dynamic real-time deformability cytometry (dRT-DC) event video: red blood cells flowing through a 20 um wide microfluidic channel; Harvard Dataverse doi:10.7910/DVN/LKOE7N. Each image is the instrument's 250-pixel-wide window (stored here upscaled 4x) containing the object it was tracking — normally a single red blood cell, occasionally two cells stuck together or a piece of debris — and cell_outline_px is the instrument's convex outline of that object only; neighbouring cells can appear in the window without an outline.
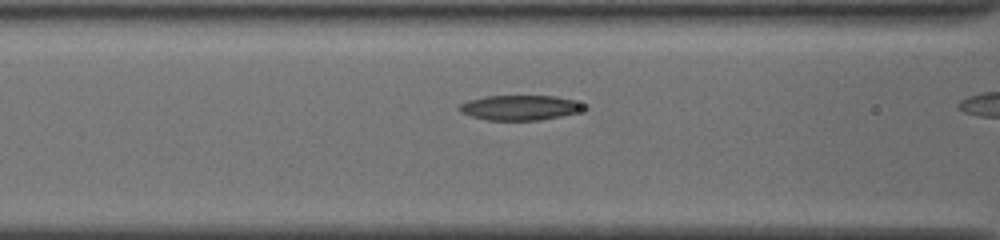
{"species": "common noctule bat (a hibernating species)", "species_latin": "Nyctalus noctula", "temperature_condition": "cold", "stored_images_in_passage": 20, "camera_frame_rate_fps": 3000, "um_per_image_px": 0.085, "animal": {"sex": "female", "body_mass_g": 19.5, "forearm_length_mm": 54.1}, "frame": {"image": 1, "passage_image": 15, "time_ms": 4.667, "image_size_px": [1000, 240], "cell_outline_px": [[588, 108], [576, 112], [560, 116], [540, 120], [484, 120], [460, 112], [456, 108], [460, 104], [468, 100], [484, 96], [556, 96], [588, 104]], "centroid_in_image_um": [44.19, 9.14], "position_along_channel_um": 122.4, "area_um2": 18.26}}